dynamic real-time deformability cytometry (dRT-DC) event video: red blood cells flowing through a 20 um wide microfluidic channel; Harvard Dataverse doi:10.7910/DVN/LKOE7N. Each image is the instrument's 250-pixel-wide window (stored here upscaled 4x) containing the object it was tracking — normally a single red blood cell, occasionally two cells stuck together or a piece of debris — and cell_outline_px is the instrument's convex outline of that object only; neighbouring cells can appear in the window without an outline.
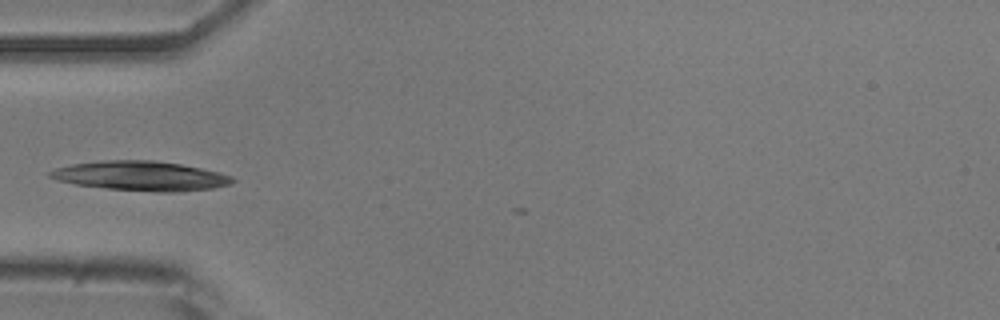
{"species": "common noctule bat (a hibernating species)", "species_latin": "Nyctalus noctula", "temperature_condition": "room temperature", "stored_images_in_passage": 3, "camera_frame_rate_fps": 3000, "um_per_image_px": 0.085, "animal": {"sex": "male", "body_mass_g": 20.5, "forearm_length_mm": 52.5}, "frame": {"image": 1, "passage_image": 1, "time_ms": 0.0, "image_size_px": [1000, 320], "cell_outline_px": [[236, 180], [232, 184], [212, 188], [176, 192], [156, 192], [108, 188], [76, 184], [60, 180], [48, 176], [48, 172], [56, 168], [72, 164], [100, 160], [152, 160], [180, 164], [200, 168], [232, 176]], "centroid_in_image_um": [11.99, 14.95], "position_along_channel_um": 73.0, "area_um2": 31.1}}